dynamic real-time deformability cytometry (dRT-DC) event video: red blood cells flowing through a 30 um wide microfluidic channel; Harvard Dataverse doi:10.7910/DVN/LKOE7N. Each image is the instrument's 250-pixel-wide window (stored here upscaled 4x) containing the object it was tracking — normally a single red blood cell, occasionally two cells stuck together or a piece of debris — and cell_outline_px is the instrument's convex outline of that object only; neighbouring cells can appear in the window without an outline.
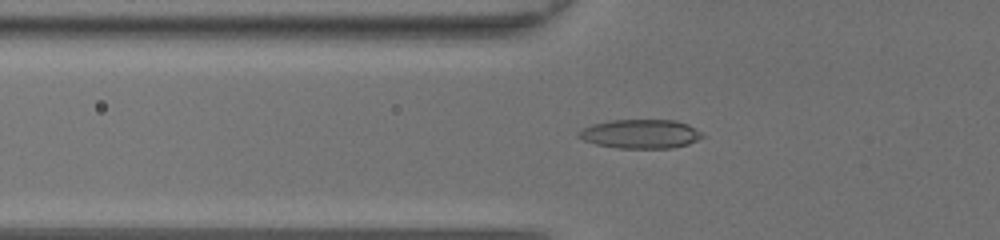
{"species": "common noctule bat (a hibernating species)", "species_latin": "Nyctalus noctula", "temperature_condition": "room temperature", "stored_images_in_passage": 36, "camera_frame_rate_fps": 3000, "um_per_image_px": 0.085, "animal": {"sex": "female", "body_mass_g": 20.0, "forearm_length_mm": 54.0}, "frame": {"image": 1, "passage_image": 6, "time_ms": 1.667, "image_size_px": [1000, 240], "cell_outline_px": [[704, 136], [688, 144], [672, 148], [616, 148], [596, 144], [584, 140], [576, 136], [576, 132], [580, 128], [592, 124], [612, 120], [676, 120], [688, 124], [700, 132]], "centroid_in_image_um": [54.39, 11.38], "position_along_channel_um": 71.4, "area_um2": 20.98}}
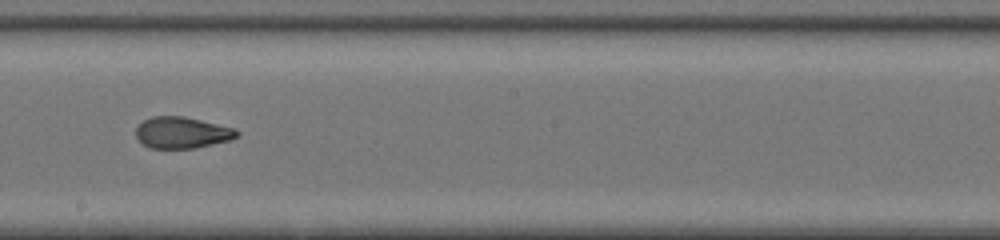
{"frame": {"image": 2, "passage_image": 17, "time_ms": 5.333, "image_size_px": [1000, 240], "cell_outline_px": [[240, 132], [232, 140], [192, 148], [152, 148], [144, 144], [136, 136], [136, 128], [144, 120], [152, 116], [184, 116], [236, 128]], "centroid_in_image_um": [15.5, 11.26], "position_along_channel_um": 232.7, "area_um2": 18.38}}
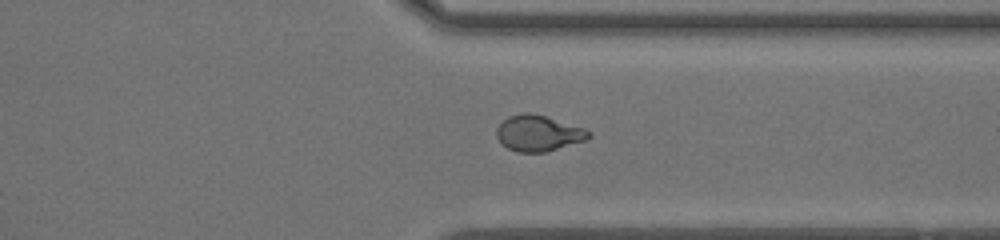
{"frame": {"image": 3, "passage_image": 26, "time_ms": 8.333, "image_size_px": [1000, 240], "cell_outline_px": [[592, 136], [584, 140], [544, 152], [516, 152], [508, 148], [496, 136], [496, 128], [508, 116], [524, 112], [528, 112], [544, 116], [584, 128], [592, 132]], "centroid_in_image_um": [45.75, 11.32], "position_along_channel_um": 365.7, "area_um2": 18.96}, "authors_computed_cell_mechanics": {"area_um2": 19.3052, "velocity_mm_per_s": 4.4391, "shape_relaxation_time_tau1_ms": null, "shape_relaxation_time_tau2_ms": 1.2841, "deformation_change_tau1": null, "deformation_change_tau2": 0.0772}}